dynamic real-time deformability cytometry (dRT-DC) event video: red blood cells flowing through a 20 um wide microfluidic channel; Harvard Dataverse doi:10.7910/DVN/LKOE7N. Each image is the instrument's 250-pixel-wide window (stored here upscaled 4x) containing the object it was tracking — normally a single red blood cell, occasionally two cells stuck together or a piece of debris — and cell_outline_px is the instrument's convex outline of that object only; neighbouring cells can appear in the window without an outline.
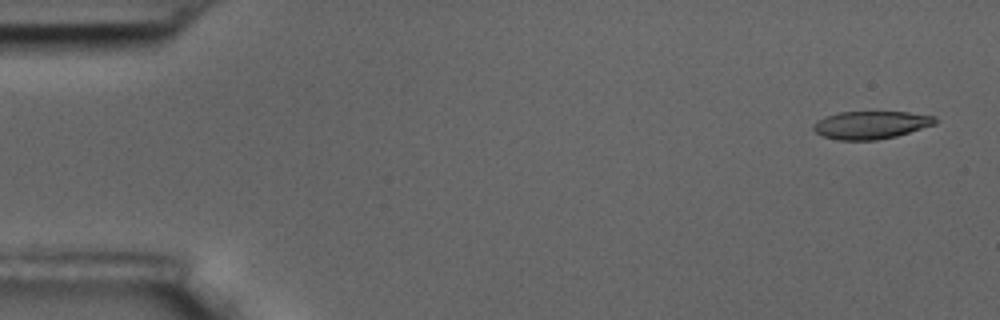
{"species": "common noctule bat (a hibernating species)", "species_latin": "Nyctalus noctula", "temperature_condition": "room temperature", "stored_images_in_passage": 16, "camera_frame_rate_fps": 3000, "um_per_image_px": 0.085, "animal": {"sex": "male", "body_mass_g": 17.5, "forearm_length_mm": 52.3}, "frame": {"image": 1, "passage_image": 1, "time_ms": 0.0, "image_size_px": [1000, 320], "cell_outline_px": [[940, 120], [936, 124], [896, 136], [876, 140], [836, 140], [824, 136], [816, 132], [812, 128], [816, 120], [824, 116], [840, 112], [908, 112], [936, 116]], "centroid_in_image_um": [74.05, 10.61], "position_along_channel_um": 11.0, "area_um2": 19.88}}
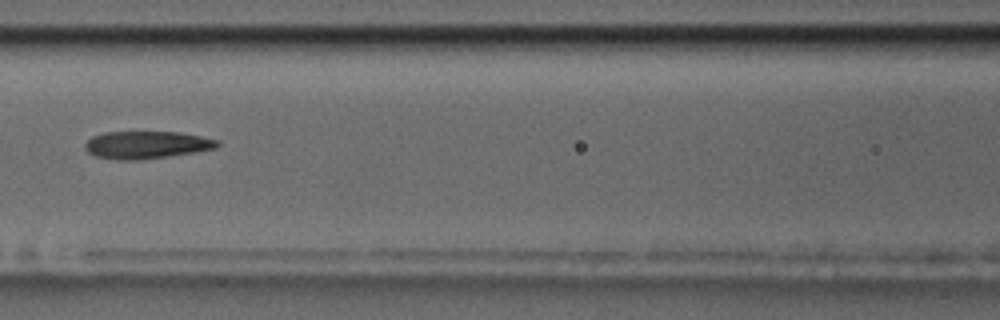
{"frame": {"image": 2, "passage_image": 7, "time_ms": 2.0, "image_size_px": [1000, 320], "cell_outline_px": [[220, 144], [216, 148], [168, 156], [136, 160], [116, 160], [96, 156], [88, 152], [84, 148], [84, 144], [92, 136], [104, 132], [176, 132], [200, 136], [220, 140]], "centroid_in_image_um": [12.43, 12.31], "position_along_channel_um": 154.2, "area_um2": 21.1}}
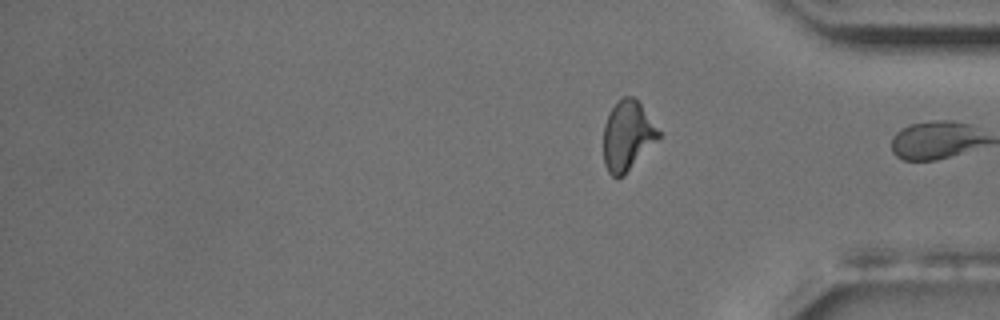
{"frame": {"image": 3, "passage_image": 16, "time_ms": 5.0, "image_size_px": [1000, 320], "cell_outline_px": [[660, 136], [624, 176], [616, 180], [608, 172], [604, 164], [604, 124], [612, 108], [624, 96], [632, 96], [640, 104], [660, 132]], "centroid_in_image_um": [53.31, 11.59], "position_along_channel_um": 381.9, "area_um2": 21.96}}